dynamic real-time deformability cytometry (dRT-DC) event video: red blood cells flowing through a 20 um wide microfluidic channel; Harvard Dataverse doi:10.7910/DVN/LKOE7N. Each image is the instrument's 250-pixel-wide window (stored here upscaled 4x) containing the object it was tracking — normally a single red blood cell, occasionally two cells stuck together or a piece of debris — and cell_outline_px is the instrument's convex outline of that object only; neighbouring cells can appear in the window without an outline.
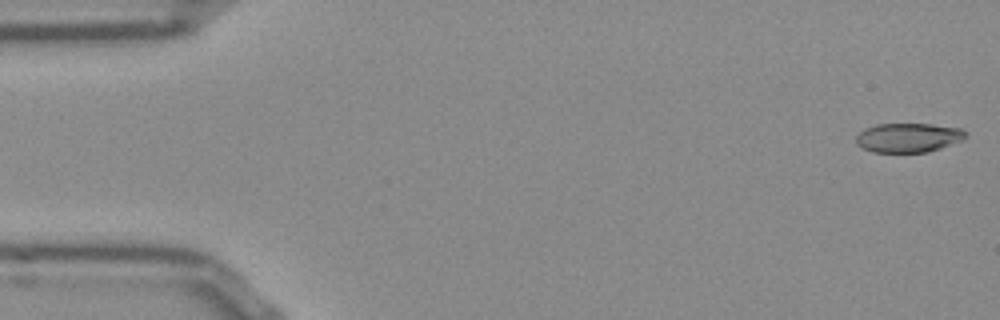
{"species": "Egyptian fruit bat (a non-hibernating species)", "species_latin": "Rousettus aegyptiacus", "temperature_condition": "room temperature", "stored_images_in_passage": 10, "camera_frame_rate_fps": 3000, "um_per_image_px": 0.085, "frame": {"image": 1, "passage_image": 1, "time_ms": 0.0, "image_size_px": [1000, 320], "cell_outline_px": [[968, 136], [960, 140], [940, 148], [928, 152], [872, 152], [856, 144], [856, 136], [864, 128], [876, 124], [932, 124], [960, 128], [968, 132]], "centroid_in_image_um": [77.2, 11.69], "position_along_channel_um": 7.8, "area_um2": 18.67}}